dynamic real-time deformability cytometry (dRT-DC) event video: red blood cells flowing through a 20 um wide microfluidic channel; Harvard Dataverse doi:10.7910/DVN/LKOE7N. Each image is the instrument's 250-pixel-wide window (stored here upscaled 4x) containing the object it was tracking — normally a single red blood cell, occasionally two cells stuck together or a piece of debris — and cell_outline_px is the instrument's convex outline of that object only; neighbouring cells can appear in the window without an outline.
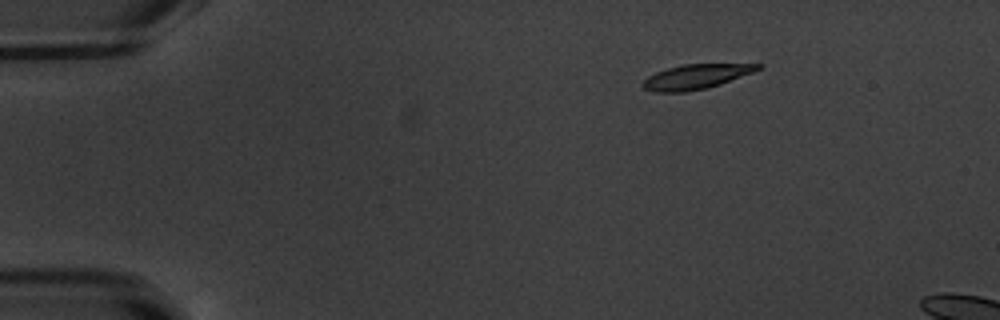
{"species": "common noctule bat (a hibernating species)", "species_latin": "Nyctalus noctula", "temperature_condition": "warm", "stored_images_in_passage": 46, "camera_frame_rate_fps": 3000, "um_per_image_px": 0.085, "animal": {"sex": "male", "body_mass_g": 20.1, "forearm_length_mm": 53.5}, "frame": {"image": 1, "passage_image": 1, "time_ms": 0.0, "image_size_px": [1000, 320], "cell_outline_px": [[764, 68], [720, 84], [704, 88], [684, 92], [656, 92], [644, 88], [640, 84], [648, 76], [656, 72], [668, 68], [684, 64], [764, 64]], "centroid_in_image_um": [59.16, 6.51], "position_along_channel_um": 25.8, "area_um2": 16.42}}
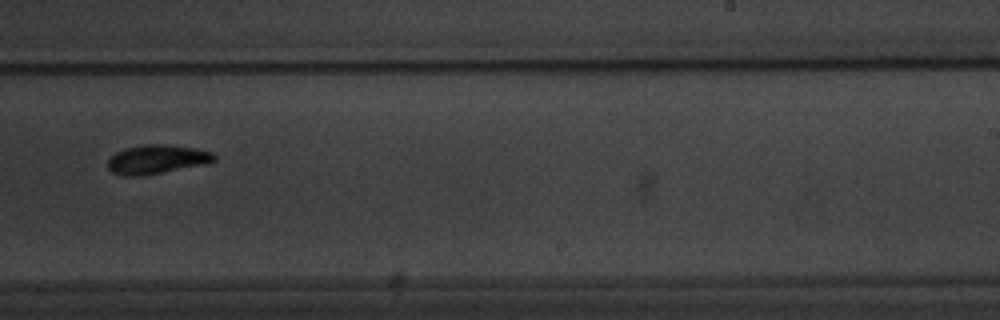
{"frame": {"image": 2, "passage_image": 27, "time_ms": 8.667, "image_size_px": [1000, 320], "cell_outline_px": [[216, 160], [200, 164], [140, 176], [124, 176], [112, 172], [108, 168], [108, 160], [116, 152], [124, 148], [144, 144], [164, 144], [196, 148], [212, 152], [216, 156]], "centroid_in_image_um": [13.28, 13.52], "position_along_channel_um": 275.7, "area_um2": 17.63}}
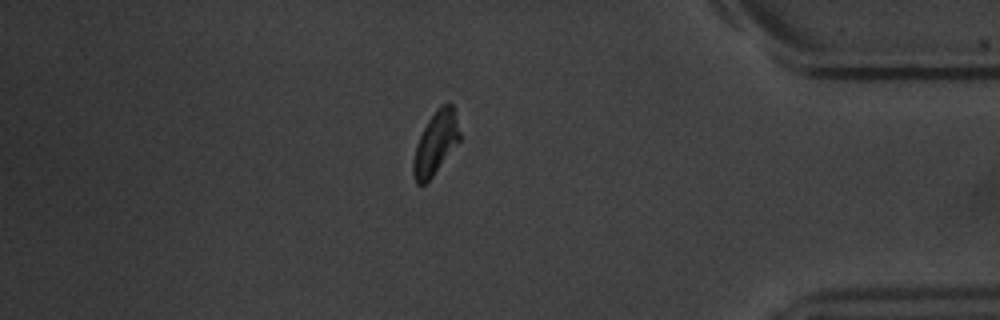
{"frame": {"image": 3, "passage_image": 39, "time_ms": 12.667, "image_size_px": [1000, 320], "cell_outline_px": [[460, 140], [432, 176], [424, 184], [416, 184], [412, 172], [412, 160], [416, 144], [428, 120], [436, 108], [440, 104], [452, 104], [456, 116], [460, 132]], "centroid_in_image_um": [37.01, 12.15], "position_along_channel_um": 398.2, "area_um2": 16.88}, "authors_computed_cell_mechanics": {"area_um2": 17.4556, "velocity_mm_per_s": 3.7774, "shape_relaxation_time_tau1_ms": 2.9816, "shape_relaxation_time_tau2_ms": 7.3254, "deformation_change_tau1": 0.1545, "deformation_change_tau2": 0.1275}}